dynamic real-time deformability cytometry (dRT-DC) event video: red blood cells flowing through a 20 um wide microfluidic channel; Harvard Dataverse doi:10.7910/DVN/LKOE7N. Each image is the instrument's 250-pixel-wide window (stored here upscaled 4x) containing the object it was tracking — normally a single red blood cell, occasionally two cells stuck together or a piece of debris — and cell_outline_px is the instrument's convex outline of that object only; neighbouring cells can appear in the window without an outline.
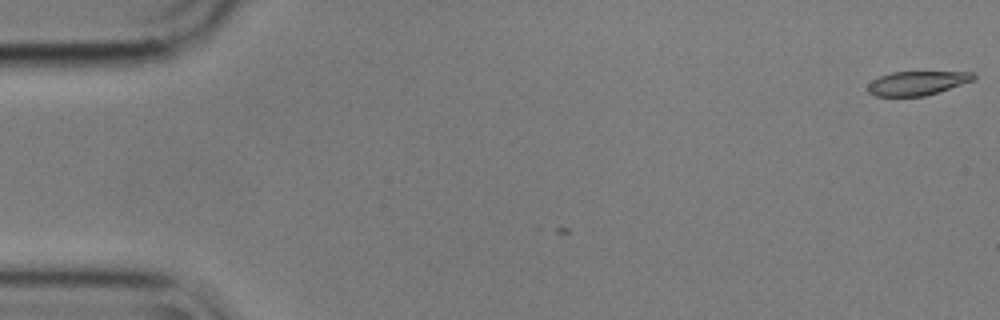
{"species": "common noctule bat (a hibernating species)", "species_latin": "Nyctalus noctula", "temperature_condition": "cold", "stored_images_in_passage": 2, "camera_frame_rate_fps": 3000, "um_per_image_px": 0.085, "animal": {"sex": "male", "body_mass_g": 17.9}, "frame": {"image": 1, "passage_image": 2, "time_ms": 0.333, "image_size_px": [1000, 320], "cell_outline_px": [[976, 80], [924, 96], [876, 96], [868, 92], [868, 84], [872, 80], [880, 76], [892, 72], [972, 72], [976, 76]], "centroid_in_image_um": [77.97, 7.06], "position_along_channel_um": 7.0, "area_um2": 14.74}}